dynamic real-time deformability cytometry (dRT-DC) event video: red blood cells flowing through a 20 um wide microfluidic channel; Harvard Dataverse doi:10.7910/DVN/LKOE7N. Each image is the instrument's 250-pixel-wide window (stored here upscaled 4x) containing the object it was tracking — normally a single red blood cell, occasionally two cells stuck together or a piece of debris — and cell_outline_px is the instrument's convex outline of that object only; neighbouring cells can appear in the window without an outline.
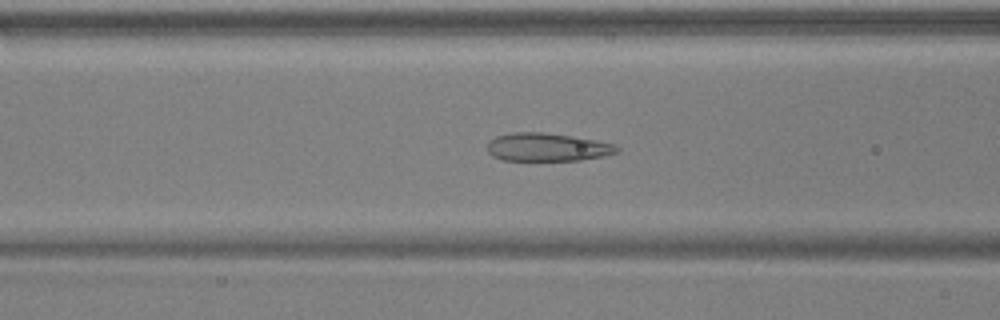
{"species": "common noctule bat (a hibernating species)", "species_latin": "Nyctalus noctula", "temperature_condition": "warm", "stored_images_in_passage": 54, "camera_frame_rate_fps": 3000, "um_per_image_px": 0.085, "animal": {"sex": "male", "body_mass_g": 17.9, "forearm_length_mm": 54.2}, "frame": {"image": 1, "passage_image": 22, "time_ms": 7.0, "image_size_px": [1000, 320], "cell_outline_px": [[620, 148], [616, 152], [604, 156], [580, 160], [504, 160], [492, 156], [488, 152], [488, 144], [496, 136], [512, 132], [544, 132], [572, 136], [596, 140], [612, 144]], "centroid_in_image_um": [46.51, 12.5], "position_along_channel_um": 120.1, "area_um2": 21.1}}
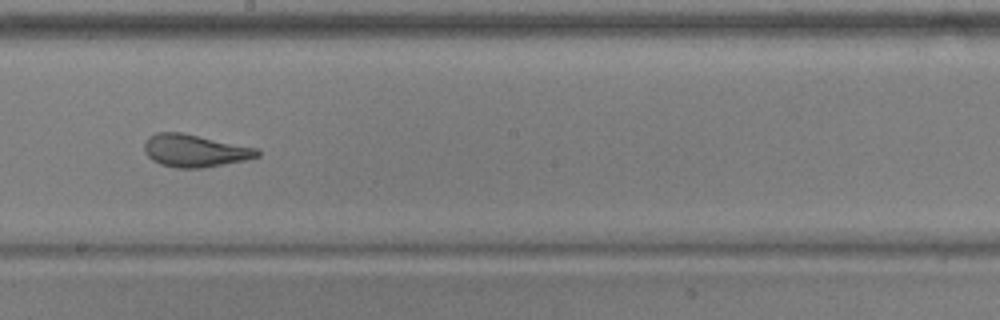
{"frame": {"image": 2, "passage_image": 31, "time_ms": 10.0, "image_size_px": [1000, 320], "cell_outline_px": [[260, 156], [244, 160], [204, 168], [176, 168], [160, 164], [152, 160], [144, 152], [144, 144], [148, 136], [156, 132], [180, 132], [260, 148]], "centroid_in_image_um": [16.56, 12.8], "position_along_channel_um": 231.6, "area_um2": 21.62}}
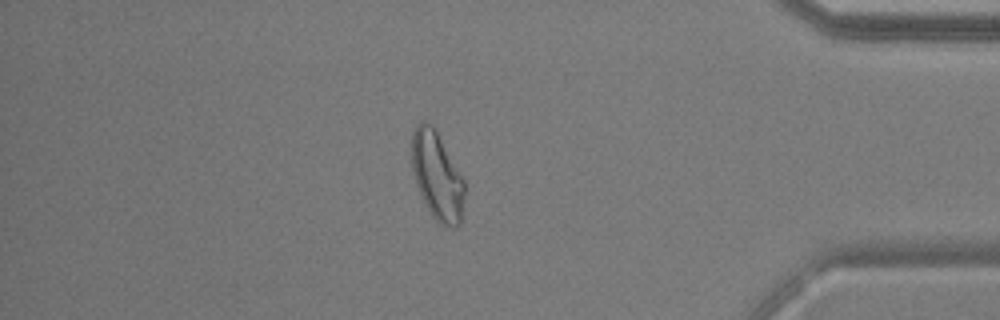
{"frame": {"image": 3, "passage_image": 47, "time_ms": 15.333, "image_size_px": [1000, 320], "cell_outline_px": [[464, 196], [460, 224], [456, 228], [452, 228], [440, 224], [432, 216], [424, 204], [416, 184], [412, 172], [412, 132], [416, 124], [420, 120], [424, 120], [432, 124], [436, 128], [464, 180]], "centroid_in_image_um": [37.14, 14.92], "position_along_channel_um": 398.1, "area_um2": 27.46}, "authors_computed_cell_mechanics": {"area_um2": 24.4783, "velocity_mm_per_s": 3.7096, "shape_relaxation_time_tau1_ms": 5.1968, "shape_relaxation_time_tau2_ms": 0.9417, "deformation_change_tau1": 0.1515, "deformation_change_tau2": 0.0724}}